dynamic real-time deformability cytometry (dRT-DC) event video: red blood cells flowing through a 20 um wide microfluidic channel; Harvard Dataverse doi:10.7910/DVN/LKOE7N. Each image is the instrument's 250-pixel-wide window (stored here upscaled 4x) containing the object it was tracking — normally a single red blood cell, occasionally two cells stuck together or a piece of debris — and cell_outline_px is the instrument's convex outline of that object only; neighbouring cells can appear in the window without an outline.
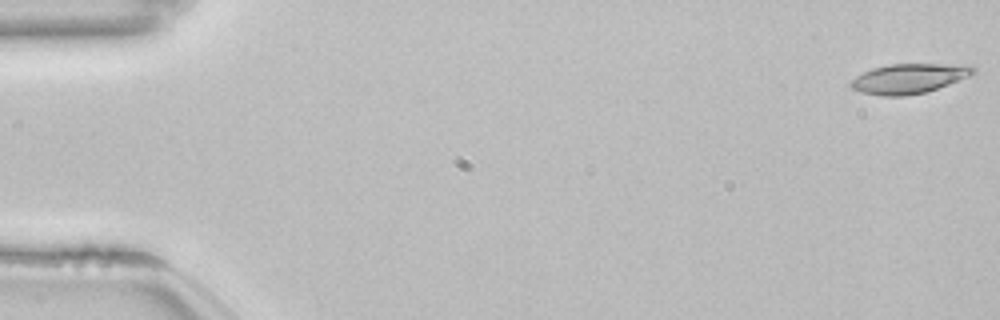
{"species": "common noctule bat (a hibernating species)", "species_latin": "Nyctalus noctula", "temperature_condition": "room temperature", "stored_images_in_passage": 51, "camera_frame_rate_fps": 3000, "um_per_image_px": 0.085, "animal": {"sex": "female", "body_mass_g": 22.7, "forearm_length_mm": 54.2}, "frame": {"image": 1, "passage_image": 1, "time_ms": 0.0, "image_size_px": [1000, 320], "cell_outline_px": [[976, 72], [968, 76], [948, 84], [924, 92], [904, 96], [880, 96], [860, 92], [852, 88], [848, 84], [856, 76], [872, 68], [888, 64], [972, 64], [976, 68]], "centroid_in_image_um": [77.26, 6.66], "position_along_channel_um": 7.7, "area_um2": 21.27}}
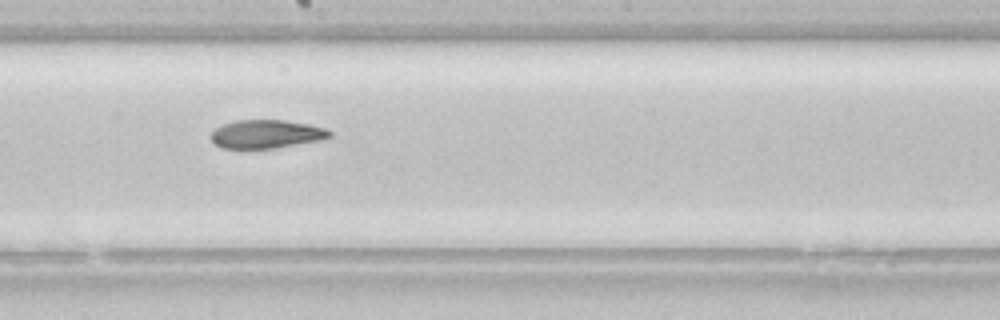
{"frame": {"image": 2, "passage_image": 30, "time_ms": 9.667, "image_size_px": [1000, 320], "cell_outline_px": [[332, 136], [324, 140], [276, 148], [220, 148], [208, 136], [216, 128], [224, 124], [236, 120], [284, 120], [308, 124], [324, 128], [332, 132]], "centroid_in_image_um": [22.66, 11.4], "position_along_channel_um": 225.5, "area_um2": 19.77}}
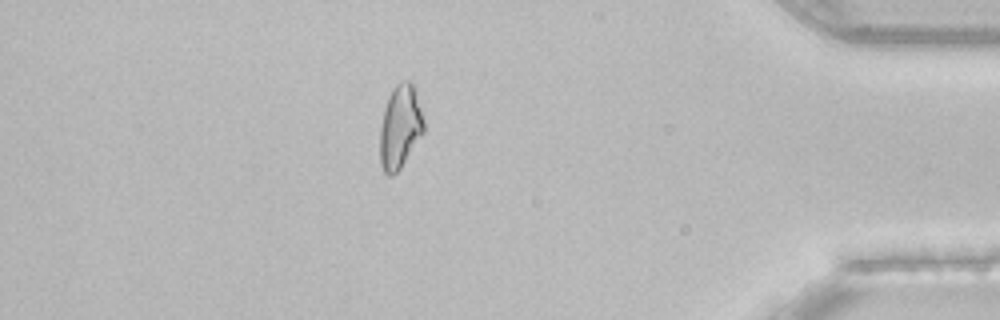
{"frame": {"image": 3, "passage_image": 47, "time_ms": 15.333, "image_size_px": [1000, 320], "cell_outline_px": [[424, 132], [400, 168], [392, 176], [388, 176], [384, 172], [380, 164], [380, 128], [384, 108], [388, 96], [392, 88], [396, 84], [404, 80], [412, 80], [424, 120]], "centroid_in_image_um": [34.0, 10.76], "position_along_channel_um": 401.2, "area_um2": 21.39}}